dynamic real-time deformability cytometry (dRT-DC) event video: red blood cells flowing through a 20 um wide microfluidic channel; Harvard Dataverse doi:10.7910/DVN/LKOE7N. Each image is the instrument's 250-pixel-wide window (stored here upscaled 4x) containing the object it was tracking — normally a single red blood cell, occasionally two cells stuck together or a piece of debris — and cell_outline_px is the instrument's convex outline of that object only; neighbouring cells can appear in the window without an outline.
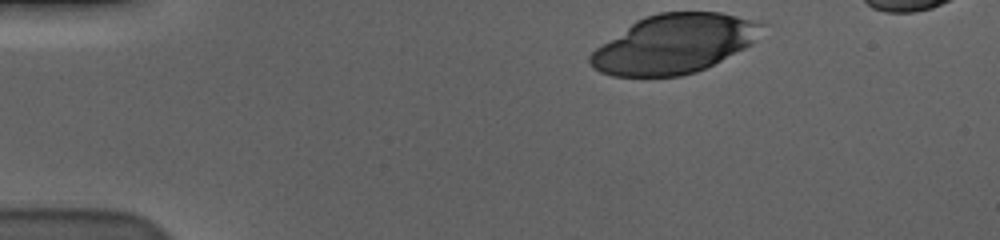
{"species": "human", "species_latin": "Homo sapiens", "temperature_condition": "cold", "stored_images_in_passage": 40, "camera_frame_rate_fps": 3000, "um_per_image_px": 0.085, "donor": {"sex": "male"}, "frame": {"image": 1, "passage_image": 1, "time_ms": 0.0, "image_size_px": [1000, 240], "cell_outline_px": [[768, 24], [752, 44], [696, 72], [680, 76], [612, 76], [600, 72], [592, 68], [588, 60], [588, 56], [596, 48], [636, 20], [644, 16], [660, 12], [720, 12], [764, 20]], "centroid_in_image_um": [57.35, 3.71], "position_along_channel_um": 27.7, "area_um2": 59.19}}